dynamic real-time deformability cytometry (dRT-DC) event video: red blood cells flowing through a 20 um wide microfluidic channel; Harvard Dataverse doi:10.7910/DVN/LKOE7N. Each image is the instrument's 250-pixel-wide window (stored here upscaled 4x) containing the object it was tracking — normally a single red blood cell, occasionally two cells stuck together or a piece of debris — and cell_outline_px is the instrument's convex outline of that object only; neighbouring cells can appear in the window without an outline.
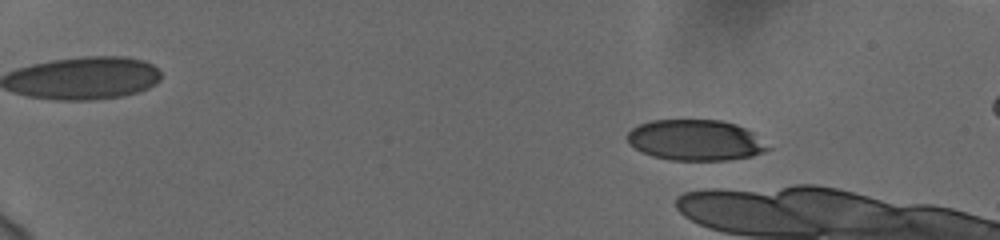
{"species": "human", "species_latin": "Homo sapiens", "temperature_condition": "cold", "stored_images_in_passage": 18, "camera_frame_rate_fps": 3000, "um_per_image_px": 0.085, "donor": {"sex": "female"}, "frame": {"image": 1, "passage_image": 11, "time_ms": 3.333, "image_size_px": [1000, 240], "cell_outline_px": [[772, 148], [764, 152], [752, 156], [728, 160], [668, 160], [652, 156], [628, 144], [628, 132], [632, 128], [640, 124], [652, 120], [720, 120], [736, 124], [752, 132]], "centroid_in_image_um": [59.13, 11.92], "position_along_channel_um": 25.9, "area_um2": 33.35}}